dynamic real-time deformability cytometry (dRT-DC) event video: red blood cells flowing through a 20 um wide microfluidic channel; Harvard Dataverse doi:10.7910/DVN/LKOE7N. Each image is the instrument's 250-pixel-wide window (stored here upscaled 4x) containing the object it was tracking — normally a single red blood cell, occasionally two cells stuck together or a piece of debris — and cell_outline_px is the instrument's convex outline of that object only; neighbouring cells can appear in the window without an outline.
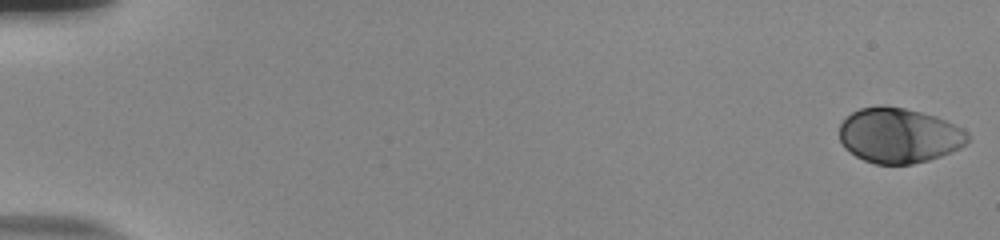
{"species": "human", "species_latin": "Homo sapiens", "temperature_condition": "room temperature", "stored_images_in_passage": 55, "camera_frame_rate_fps": 3000, "um_per_image_px": 0.085, "donor": {"sex": "male"}, "frame": {"image": 1, "passage_image": 1, "time_ms": 0.0, "image_size_px": [1000, 240], "cell_outline_px": [[968, 140], [960, 148], [940, 156], [928, 160], [912, 164], [876, 164], [864, 160], [856, 156], [844, 148], [840, 140], [840, 124], [852, 112], [860, 108], [884, 104], [904, 108], [936, 116], [968, 132]], "centroid_in_image_um": [76.38, 11.51], "position_along_channel_um": 8.6, "area_um2": 41.04}}
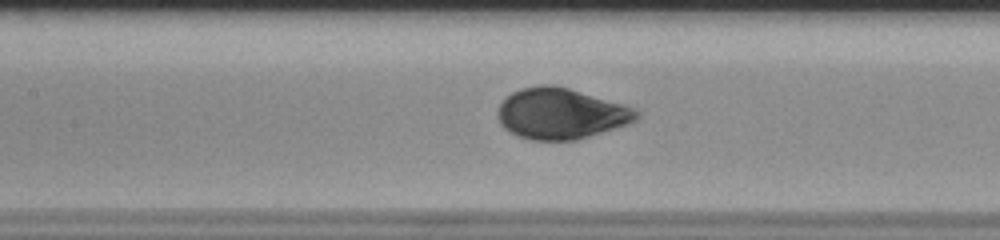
{"frame": {"image": 2, "passage_image": 27, "time_ms": 8.667, "image_size_px": [1000, 240], "cell_outline_px": [[640, 116], [632, 124], [576, 140], [532, 140], [516, 136], [504, 128], [500, 124], [496, 116], [496, 112], [500, 104], [512, 92], [520, 88], [540, 84], [552, 84], [568, 88], [628, 104], [640, 112]], "centroid_in_image_um": [47.71, 9.65], "position_along_channel_um": 159.7, "area_um2": 41.91}}
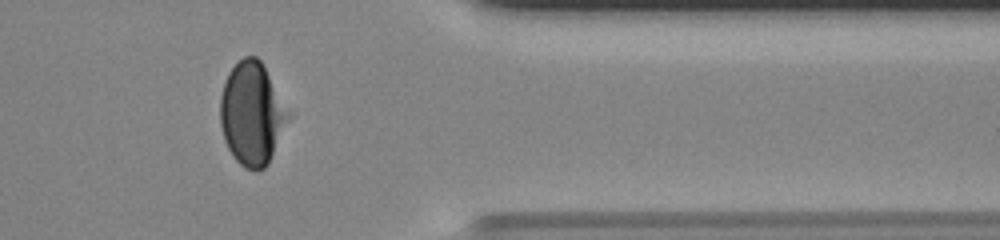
{"frame": {"image": 3, "passage_image": 46, "time_ms": 15.0, "image_size_px": [1000, 240], "cell_outline_px": [[292, 116], [268, 164], [264, 168], [244, 168], [232, 156], [224, 140], [220, 124], [220, 96], [224, 80], [228, 72], [244, 56], [256, 56], [260, 60]], "centroid_in_image_um": [21.41, 9.67], "position_along_channel_um": 390.0, "area_um2": 40.75}, "authors_computed_cell_mechanics": {"area_um2": 40.8646, "velocity_mm_per_s": 3.8167, "shape_relaxation_time_tau1_ms": 3.126, "shape_relaxation_time_tau2_ms": null, "deformation_change_tau1": 0.1644, "deformation_change_tau2": null}}